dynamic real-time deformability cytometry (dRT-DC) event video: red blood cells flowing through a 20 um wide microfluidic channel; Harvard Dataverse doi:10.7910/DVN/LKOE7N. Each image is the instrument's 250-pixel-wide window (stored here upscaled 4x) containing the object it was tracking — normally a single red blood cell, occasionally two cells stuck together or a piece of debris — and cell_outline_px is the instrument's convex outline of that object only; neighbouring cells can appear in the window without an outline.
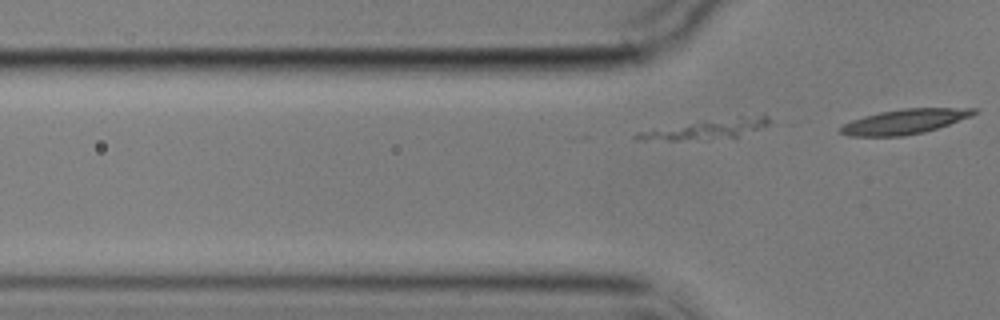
{"species": "common noctule bat (a hibernating species)", "species_latin": "Nyctalus noctula", "temperature_condition": "cold", "stored_images_in_passage": 4, "camera_frame_rate_fps": 3000, "um_per_image_px": 0.085, "animal": {"sex": "male", "body_mass_g": 17.9}, "frame": {"image": 1, "passage_image": 4, "time_ms": 4.667, "image_size_px": [1000, 320], "cell_outline_px": [[768, 124], [736, 136], [708, 140], [636, 140], [632, 136], [636, 132], [704, 120], [740, 116], [768, 116]], "centroid_in_image_um": [59.91, 10.99], "position_along_channel_um": 65.9, "area_um2": 14.85}}